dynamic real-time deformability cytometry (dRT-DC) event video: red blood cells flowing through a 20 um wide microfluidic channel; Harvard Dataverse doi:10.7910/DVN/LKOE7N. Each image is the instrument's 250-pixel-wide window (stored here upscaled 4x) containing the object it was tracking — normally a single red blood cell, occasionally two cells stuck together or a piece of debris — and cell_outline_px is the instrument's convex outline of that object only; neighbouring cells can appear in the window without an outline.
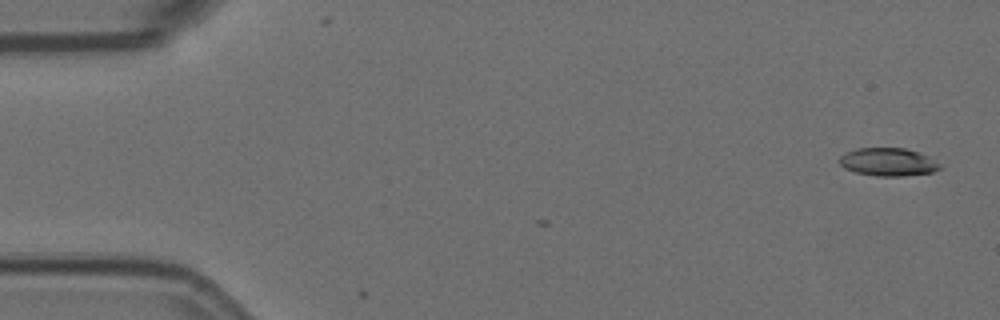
{"species": "Egyptian fruit bat (a non-hibernating species)", "species_latin": "Rousettus aegyptiacus", "temperature_condition": "room temperature", "stored_images_in_passage": 5, "camera_frame_rate_fps": 3000, "um_per_image_px": 0.085, "animal": {"sex": "female"}, "frame": {"image": 1, "passage_image": 1, "time_ms": 0.0, "image_size_px": [1000, 320], "cell_outline_px": [[940, 168], [932, 172], [904, 176], [876, 176], [856, 172], [844, 168], [840, 164], [840, 156], [856, 148], [904, 148], [928, 156], [940, 164]], "centroid_in_image_um": [75.48, 13.77], "position_along_channel_um": 9.5, "area_um2": 16.18}}